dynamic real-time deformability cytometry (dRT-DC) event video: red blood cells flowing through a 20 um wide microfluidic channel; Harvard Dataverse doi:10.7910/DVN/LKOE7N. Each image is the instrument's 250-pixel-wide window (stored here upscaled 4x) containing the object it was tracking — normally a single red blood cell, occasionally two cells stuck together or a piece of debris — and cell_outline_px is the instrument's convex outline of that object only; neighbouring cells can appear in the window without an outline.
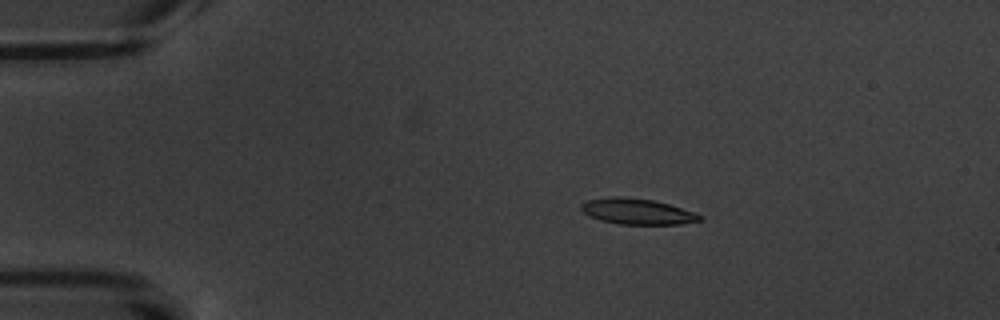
{"species": "common noctule bat (a hibernating species)", "species_latin": "Nyctalus noctula", "temperature_condition": "warm", "stored_images_in_passage": 5, "segment_of_instrument_passage": [1, 2], "camera_frame_rate_fps": 3000, "um_per_image_px": 0.085, "animal": {"sex": "male", "body_mass_g": 20.1, "forearm_length_mm": 53.5}, "frame": {"image": 1, "passage_image": 2, "time_ms": 1.333, "image_size_px": [1000, 320], "cell_outline_px": [[704, 220], [680, 224], [620, 224], [600, 220], [584, 212], [580, 208], [580, 204], [588, 200], [616, 196], [620, 196], [652, 200], [668, 204], [704, 216]], "centroid_in_image_um": [54.18, 17.98], "position_along_channel_um": 30.8, "area_um2": 17.57}}